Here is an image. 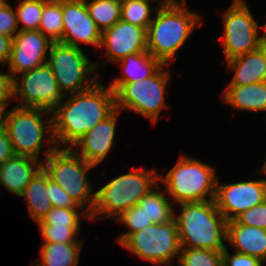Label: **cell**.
I'll use <instances>...</instances> for the list:
<instances>
[{"instance_id": "cell-1", "label": "cell", "mask_w": 266, "mask_h": 266, "mask_svg": "<svg viewBox=\"0 0 266 266\" xmlns=\"http://www.w3.org/2000/svg\"><path fill=\"white\" fill-rule=\"evenodd\" d=\"M70 95L51 111L53 136L58 148L64 145L72 148L97 123L116 110L114 91L105 88L101 82Z\"/></svg>"}, {"instance_id": "cell-2", "label": "cell", "mask_w": 266, "mask_h": 266, "mask_svg": "<svg viewBox=\"0 0 266 266\" xmlns=\"http://www.w3.org/2000/svg\"><path fill=\"white\" fill-rule=\"evenodd\" d=\"M174 212L181 248H206L223 251L227 242L228 221L218 210L215 200L179 204ZM187 245V246H186Z\"/></svg>"}, {"instance_id": "cell-3", "label": "cell", "mask_w": 266, "mask_h": 266, "mask_svg": "<svg viewBox=\"0 0 266 266\" xmlns=\"http://www.w3.org/2000/svg\"><path fill=\"white\" fill-rule=\"evenodd\" d=\"M183 5V2L159 4L147 29V51L165 65L177 56V51L201 23L199 14Z\"/></svg>"}, {"instance_id": "cell-4", "label": "cell", "mask_w": 266, "mask_h": 266, "mask_svg": "<svg viewBox=\"0 0 266 266\" xmlns=\"http://www.w3.org/2000/svg\"><path fill=\"white\" fill-rule=\"evenodd\" d=\"M160 174L153 170L135 168L127 174L111 179L95 192V205L90 214L94 218H118L159 184Z\"/></svg>"}, {"instance_id": "cell-5", "label": "cell", "mask_w": 266, "mask_h": 266, "mask_svg": "<svg viewBox=\"0 0 266 266\" xmlns=\"http://www.w3.org/2000/svg\"><path fill=\"white\" fill-rule=\"evenodd\" d=\"M42 168L50 180L57 183L84 209L80 215L90 220L95 205V192L86 176L94 165L81 158L72 148L51 146L44 152ZM86 206L85 207V205ZM87 208V210H86Z\"/></svg>"}, {"instance_id": "cell-6", "label": "cell", "mask_w": 266, "mask_h": 266, "mask_svg": "<svg viewBox=\"0 0 266 266\" xmlns=\"http://www.w3.org/2000/svg\"><path fill=\"white\" fill-rule=\"evenodd\" d=\"M181 155L166 176L159 177L166 193L173 198V204L207 201V194L209 201L215 200L217 181L215 167Z\"/></svg>"}, {"instance_id": "cell-7", "label": "cell", "mask_w": 266, "mask_h": 266, "mask_svg": "<svg viewBox=\"0 0 266 266\" xmlns=\"http://www.w3.org/2000/svg\"><path fill=\"white\" fill-rule=\"evenodd\" d=\"M48 114L50 115L51 111L19 106H15L10 111H4L2 126L8 133L15 155L38 159L44 138L46 144L55 145L52 115L48 117L49 121L45 122L47 125L43 121Z\"/></svg>"}, {"instance_id": "cell-8", "label": "cell", "mask_w": 266, "mask_h": 266, "mask_svg": "<svg viewBox=\"0 0 266 266\" xmlns=\"http://www.w3.org/2000/svg\"><path fill=\"white\" fill-rule=\"evenodd\" d=\"M48 58L47 64L65 97L86 91L98 82L97 75L94 79H90V76L97 71L99 62L92 63L82 48L54 42L50 46Z\"/></svg>"}, {"instance_id": "cell-9", "label": "cell", "mask_w": 266, "mask_h": 266, "mask_svg": "<svg viewBox=\"0 0 266 266\" xmlns=\"http://www.w3.org/2000/svg\"><path fill=\"white\" fill-rule=\"evenodd\" d=\"M163 64L152 76L137 82L125 83L116 93V109L131 110L156 123L164 102L170 73Z\"/></svg>"}, {"instance_id": "cell-10", "label": "cell", "mask_w": 266, "mask_h": 266, "mask_svg": "<svg viewBox=\"0 0 266 266\" xmlns=\"http://www.w3.org/2000/svg\"><path fill=\"white\" fill-rule=\"evenodd\" d=\"M131 253L147 260L151 264H170L179 257L181 245L177 224L173 218L167 223L152 224L132 233L122 244Z\"/></svg>"}, {"instance_id": "cell-11", "label": "cell", "mask_w": 266, "mask_h": 266, "mask_svg": "<svg viewBox=\"0 0 266 266\" xmlns=\"http://www.w3.org/2000/svg\"><path fill=\"white\" fill-rule=\"evenodd\" d=\"M224 33L220 37L226 61L259 48L266 39V24L259 36L258 23L245 0H234L223 13Z\"/></svg>"}, {"instance_id": "cell-12", "label": "cell", "mask_w": 266, "mask_h": 266, "mask_svg": "<svg viewBox=\"0 0 266 266\" xmlns=\"http://www.w3.org/2000/svg\"><path fill=\"white\" fill-rule=\"evenodd\" d=\"M20 74V78L12 79L13 98L17 95L20 97V105L16 106L52 111L64 100L65 96L60 91L54 73L47 63Z\"/></svg>"}, {"instance_id": "cell-13", "label": "cell", "mask_w": 266, "mask_h": 266, "mask_svg": "<svg viewBox=\"0 0 266 266\" xmlns=\"http://www.w3.org/2000/svg\"><path fill=\"white\" fill-rule=\"evenodd\" d=\"M265 200L266 179L230 184H219L218 179L216 181L215 203L228 222Z\"/></svg>"}, {"instance_id": "cell-14", "label": "cell", "mask_w": 266, "mask_h": 266, "mask_svg": "<svg viewBox=\"0 0 266 266\" xmlns=\"http://www.w3.org/2000/svg\"><path fill=\"white\" fill-rule=\"evenodd\" d=\"M51 42L39 30L21 31L13 37L8 60L9 75L13 79L19 73L32 70L47 63L46 53Z\"/></svg>"}, {"instance_id": "cell-15", "label": "cell", "mask_w": 266, "mask_h": 266, "mask_svg": "<svg viewBox=\"0 0 266 266\" xmlns=\"http://www.w3.org/2000/svg\"><path fill=\"white\" fill-rule=\"evenodd\" d=\"M63 35L61 43L81 48L79 43L99 47L101 31L90 17L85 0H62Z\"/></svg>"}, {"instance_id": "cell-16", "label": "cell", "mask_w": 266, "mask_h": 266, "mask_svg": "<svg viewBox=\"0 0 266 266\" xmlns=\"http://www.w3.org/2000/svg\"><path fill=\"white\" fill-rule=\"evenodd\" d=\"M104 46L108 61L118 63L128 55L147 51V30L120 19L111 28L101 32L99 47Z\"/></svg>"}, {"instance_id": "cell-17", "label": "cell", "mask_w": 266, "mask_h": 266, "mask_svg": "<svg viewBox=\"0 0 266 266\" xmlns=\"http://www.w3.org/2000/svg\"><path fill=\"white\" fill-rule=\"evenodd\" d=\"M119 112L116 109L105 120L97 123L93 129L88 131L73 145L72 149L81 158L94 166L103 162L111 151V147L114 145L116 122Z\"/></svg>"}, {"instance_id": "cell-18", "label": "cell", "mask_w": 266, "mask_h": 266, "mask_svg": "<svg viewBox=\"0 0 266 266\" xmlns=\"http://www.w3.org/2000/svg\"><path fill=\"white\" fill-rule=\"evenodd\" d=\"M41 168L42 161L39 159L14 155L0 165V184L20 197L27 184Z\"/></svg>"}, {"instance_id": "cell-19", "label": "cell", "mask_w": 266, "mask_h": 266, "mask_svg": "<svg viewBox=\"0 0 266 266\" xmlns=\"http://www.w3.org/2000/svg\"><path fill=\"white\" fill-rule=\"evenodd\" d=\"M227 241L235 251L254 256L266 263V230L255 226L240 225L235 220L227 224Z\"/></svg>"}, {"instance_id": "cell-20", "label": "cell", "mask_w": 266, "mask_h": 266, "mask_svg": "<svg viewBox=\"0 0 266 266\" xmlns=\"http://www.w3.org/2000/svg\"><path fill=\"white\" fill-rule=\"evenodd\" d=\"M227 64L235 71L228 85H248L266 81L264 41L259 48L227 60Z\"/></svg>"}, {"instance_id": "cell-21", "label": "cell", "mask_w": 266, "mask_h": 266, "mask_svg": "<svg viewBox=\"0 0 266 266\" xmlns=\"http://www.w3.org/2000/svg\"><path fill=\"white\" fill-rule=\"evenodd\" d=\"M121 76L115 78L109 87L116 93L125 83L137 82L152 76L163 64L146 51L131 54L118 61Z\"/></svg>"}, {"instance_id": "cell-22", "label": "cell", "mask_w": 266, "mask_h": 266, "mask_svg": "<svg viewBox=\"0 0 266 266\" xmlns=\"http://www.w3.org/2000/svg\"><path fill=\"white\" fill-rule=\"evenodd\" d=\"M222 99L224 103L238 110L266 111V81L248 85H228Z\"/></svg>"}, {"instance_id": "cell-23", "label": "cell", "mask_w": 266, "mask_h": 266, "mask_svg": "<svg viewBox=\"0 0 266 266\" xmlns=\"http://www.w3.org/2000/svg\"><path fill=\"white\" fill-rule=\"evenodd\" d=\"M47 184L48 174L41 168L20 196L26 199L29 215L36 223L53 208L46 192Z\"/></svg>"}, {"instance_id": "cell-24", "label": "cell", "mask_w": 266, "mask_h": 266, "mask_svg": "<svg viewBox=\"0 0 266 266\" xmlns=\"http://www.w3.org/2000/svg\"><path fill=\"white\" fill-rule=\"evenodd\" d=\"M81 243H43L40 248L39 266H77Z\"/></svg>"}, {"instance_id": "cell-25", "label": "cell", "mask_w": 266, "mask_h": 266, "mask_svg": "<svg viewBox=\"0 0 266 266\" xmlns=\"http://www.w3.org/2000/svg\"><path fill=\"white\" fill-rule=\"evenodd\" d=\"M157 188H159V185L146 194L137 203V206L153 224L167 223L173 219L175 210L168 197H166L167 194Z\"/></svg>"}, {"instance_id": "cell-26", "label": "cell", "mask_w": 266, "mask_h": 266, "mask_svg": "<svg viewBox=\"0 0 266 266\" xmlns=\"http://www.w3.org/2000/svg\"><path fill=\"white\" fill-rule=\"evenodd\" d=\"M38 30L51 42H61L63 35L62 0L45 2Z\"/></svg>"}, {"instance_id": "cell-27", "label": "cell", "mask_w": 266, "mask_h": 266, "mask_svg": "<svg viewBox=\"0 0 266 266\" xmlns=\"http://www.w3.org/2000/svg\"><path fill=\"white\" fill-rule=\"evenodd\" d=\"M90 17L103 32L121 19V4L111 0H85Z\"/></svg>"}, {"instance_id": "cell-28", "label": "cell", "mask_w": 266, "mask_h": 266, "mask_svg": "<svg viewBox=\"0 0 266 266\" xmlns=\"http://www.w3.org/2000/svg\"><path fill=\"white\" fill-rule=\"evenodd\" d=\"M179 266H223L222 251L206 248H181Z\"/></svg>"}, {"instance_id": "cell-29", "label": "cell", "mask_w": 266, "mask_h": 266, "mask_svg": "<svg viewBox=\"0 0 266 266\" xmlns=\"http://www.w3.org/2000/svg\"><path fill=\"white\" fill-rule=\"evenodd\" d=\"M151 2L156 0H127L121 4V19L147 30L153 20Z\"/></svg>"}, {"instance_id": "cell-30", "label": "cell", "mask_w": 266, "mask_h": 266, "mask_svg": "<svg viewBox=\"0 0 266 266\" xmlns=\"http://www.w3.org/2000/svg\"><path fill=\"white\" fill-rule=\"evenodd\" d=\"M47 0H22L16 8L18 26L22 23L21 31L38 30L44 4Z\"/></svg>"}, {"instance_id": "cell-31", "label": "cell", "mask_w": 266, "mask_h": 266, "mask_svg": "<svg viewBox=\"0 0 266 266\" xmlns=\"http://www.w3.org/2000/svg\"><path fill=\"white\" fill-rule=\"evenodd\" d=\"M77 209L53 207L37 224L52 227H80V215Z\"/></svg>"}, {"instance_id": "cell-32", "label": "cell", "mask_w": 266, "mask_h": 266, "mask_svg": "<svg viewBox=\"0 0 266 266\" xmlns=\"http://www.w3.org/2000/svg\"><path fill=\"white\" fill-rule=\"evenodd\" d=\"M116 221L124 224L128 227L129 231L118 236L117 241L120 245L132 234L138 232L148 226H151L153 223L151 220H148L144 212L137 206H132L128 210H125Z\"/></svg>"}, {"instance_id": "cell-33", "label": "cell", "mask_w": 266, "mask_h": 266, "mask_svg": "<svg viewBox=\"0 0 266 266\" xmlns=\"http://www.w3.org/2000/svg\"><path fill=\"white\" fill-rule=\"evenodd\" d=\"M39 228L43 237L42 243H81V240L75 239L80 227L39 226Z\"/></svg>"}, {"instance_id": "cell-34", "label": "cell", "mask_w": 266, "mask_h": 266, "mask_svg": "<svg viewBox=\"0 0 266 266\" xmlns=\"http://www.w3.org/2000/svg\"><path fill=\"white\" fill-rule=\"evenodd\" d=\"M234 220L240 225L255 226L266 230V200L242 212Z\"/></svg>"}, {"instance_id": "cell-35", "label": "cell", "mask_w": 266, "mask_h": 266, "mask_svg": "<svg viewBox=\"0 0 266 266\" xmlns=\"http://www.w3.org/2000/svg\"><path fill=\"white\" fill-rule=\"evenodd\" d=\"M46 192L53 207L82 208L57 183L50 180L49 176H48V184L46 187Z\"/></svg>"}, {"instance_id": "cell-36", "label": "cell", "mask_w": 266, "mask_h": 266, "mask_svg": "<svg viewBox=\"0 0 266 266\" xmlns=\"http://www.w3.org/2000/svg\"><path fill=\"white\" fill-rule=\"evenodd\" d=\"M16 11L9 3L0 5V34L13 38L18 32ZM18 30V31H17Z\"/></svg>"}, {"instance_id": "cell-37", "label": "cell", "mask_w": 266, "mask_h": 266, "mask_svg": "<svg viewBox=\"0 0 266 266\" xmlns=\"http://www.w3.org/2000/svg\"><path fill=\"white\" fill-rule=\"evenodd\" d=\"M223 266H261L263 261L259 258L236 252L230 256L228 248L222 251Z\"/></svg>"}, {"instance_id": "cell-38", "label": "cell", "mask_w": 266, "mask_h": 266, "mask_svg": "<svg viewBox=\"0 0 266 266\" xmlns=\"http://www.w3.org/2000/svg\"><path fill=\"white\" fill-rule=\"evenodd\" d=\"M13 98L12 78L10 75L0 73V108L5 111L8 100Z\"/></svg>"}, {"instance_id": "cell-39", "label": "cell", "mask_w": 266, "mask_h": 266, "mask_svg": "<svg viewBox=\"0 0 266 266\" xmlns=\"http://www.w3.org/2000/svg\"><path fill=\"white\" fill-rule=\"evenodd\" d=\"M14 150L6 129L0 127V165L14 156Z\"/></svg>"}, {"instance_id": "cell-40", "label": "cell", "mask_w": 266, "mask_h": 266, "mask_svg": "<svg viewBox=\"0 0 266 266\" xmlns=\"http://www.w3.org/2000/svg\"><path fill=\"white\" fill-rule=\"evenodd\" d=\"M12 40L13 38L0 34V64H3L2 68L8 63Z\"/></svg>"}, {"instance_id": "cell-41", "label": "cell", "mask_w": 266, "mask_h": 266, "mask_svg": "<svg viewBox=\"0 0 266 266\" xmlns=\"http://www.w3.org/2000/svg\"><path fill=\"white\" fill-rule=\"evenodd\" d=\"M158 1V0H156ZM162 2L160 3V5H169V4H174L179 2V0H161Z\"/></svg>"}, {"instance_id": "cell-42", "label": "cell", "mask_w": 266, "mask_h": 266, "mask_svg": "<svg viewBox=\"0 0 266 266\" xmlns=\"http://www.w3.org/2000/svg\"><path fill=\"white\" fill-rule=\"evenodd\" d=\"M3 114H4V111L0 108V127L2 126V123H3Z\"/></svg>"}, {"instance_id": "cell-43", "label": "cell", "mask_w": 266, "mask_h": 266, "mask_svg": "<svg viewBox=\"0 0 266 266\" xmlns=\"http://www.w3.org/2000/svg\"><path fill=\"white\" fill-rule=\"evenodd\" d=\"M261 171H262L261 173H264L266 175V161H265L263 167L261 168Z\"/></svg>"}, {"instance_id": "cell-44", "label": "cell", "mask_w": 266, "mask_h": 266, "mask_svg": "<svg viewBox=\"0 0 266 266\" xmlns=\"http://www.w3.org/2000/svg\"><path fill=\"white\" fill-rule=\"evenodd\" d=\"M111 1L116 2V3H119V4H123L127 0H111Z\"/></svg>"}, {"instance_id": "cell-45", "label": "cell", "mask_w": 266, "mask_h": 266, "mask_svg": "<svg viewBox=\"0 0 266 266\" xmlns=\"http://www.w3.org/2000/svg\"><path fill=\"white\" fill-rule=\"evenodd\" d=\"M264 57H265V60H266V39L264 40Z\"/></svg>"}, {"instance_id": "cell-46", "label": "cell", "mask_w": 266, "mask_h": 266, "mask_svg": "<svg viewBox=\"0 0 266 266\" xmlns=\"http://www.w3.org/2000/svg\"><path fill=\"white\" fill-rule=\"evenodd\" d=\"M6 0H0V5L6 3Z\"/></svg>"}]
</instances>
